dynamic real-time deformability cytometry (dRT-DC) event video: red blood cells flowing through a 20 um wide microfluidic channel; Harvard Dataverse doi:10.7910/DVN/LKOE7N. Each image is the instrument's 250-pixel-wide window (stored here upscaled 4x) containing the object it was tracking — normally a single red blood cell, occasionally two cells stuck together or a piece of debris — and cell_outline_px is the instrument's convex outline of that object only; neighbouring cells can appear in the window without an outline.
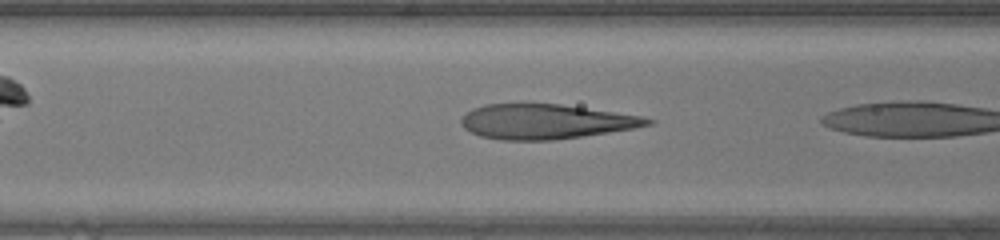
{"species": "human", "species_latin": "Homo sapiens", "temperature_condition": "warm", "stored_images_in_passage": 5, "camera_frame_rate_fps": 3000, "um_per_image_px": 0.085, "donor": {"sex": "female"}, "frame": {"image": 1, "passage_image": 4, "time_ms": 1.0, "image_size_px": [1000, 240], "cell_outline_px": [[656, 120], [652, 124], [632, 128], [608, 132], [552, 140], [500, 140], [480, 136], [464, 128], [460, 124], [460, 120], [472, 108], [484, 104], [560, 104], [640, 116]], "centroid_in_image_um": [46.33, 10.33], "position_along_channel_um": 120.3, "area_um2": 37.34}}